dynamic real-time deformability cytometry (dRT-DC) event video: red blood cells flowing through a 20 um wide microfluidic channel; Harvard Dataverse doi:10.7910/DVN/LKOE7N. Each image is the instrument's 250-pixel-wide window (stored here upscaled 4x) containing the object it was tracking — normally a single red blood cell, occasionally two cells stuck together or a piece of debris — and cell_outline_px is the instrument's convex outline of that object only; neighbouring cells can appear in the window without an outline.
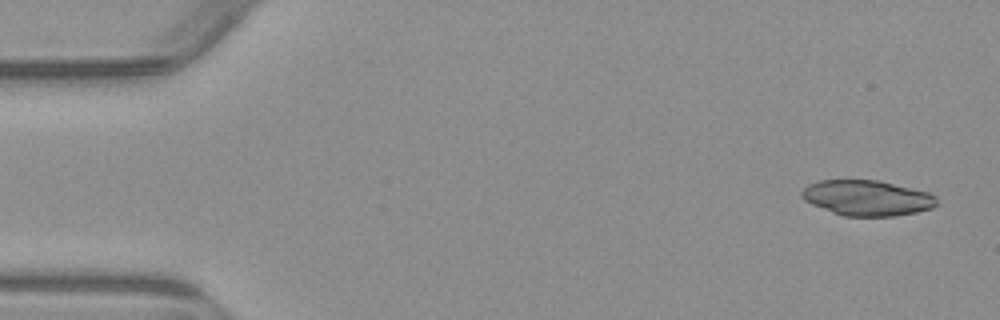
{"species": "common noctule bat (a hibernating species)", "species_latin": "Nyctalus noctula", "temperature_condition": "warm", "stored_images_in_passage": 7, "camera_frame_rate_fps": 3000, "um_per_image_px": 0.085, "animal": {"sex": "male", "body_mass_g": 23.1, "forearm_length_mm": 52.7}, "frame": {"image": 1, "passage_image": 1, "time_ms": 0.0, "image_size_px": [1000, 320], "cell_outline_px": [[936, 204], [932, 208], [916, 212], [892, 216], [844, 216], [832, 212], [812, 204], [804, 200], [800, 196], [800, 192], [808, 184], [820, 180], [880, 180], [928, 192], [936, 196]], "centroid_in_image_um": [73.68, 16.82], "position_along_channel_um": 11.3, "area_um2": 27.86}}
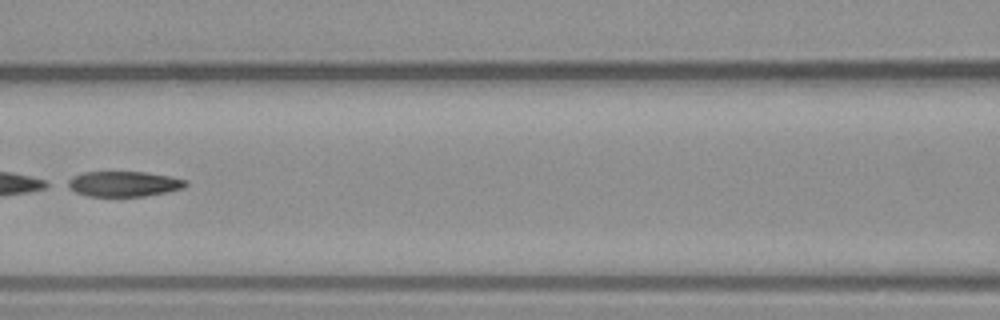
{"frame": {"image": 2, "passage_image": 7, "time_ms": 7.0, "image_size_px": [1000, 320], "cell_outline_px": [[188, 184], [184, 188], [168, 192], [144, 196], [88, 196], [76, 192], [60, 184], [72, 176], [84, 172], [144, 172], [168, 176], [188, 180]], "centroid_in_image_um": [10.46, 15.63], "position_along_channel_um": 156.1, "area_um2": 17.69}}